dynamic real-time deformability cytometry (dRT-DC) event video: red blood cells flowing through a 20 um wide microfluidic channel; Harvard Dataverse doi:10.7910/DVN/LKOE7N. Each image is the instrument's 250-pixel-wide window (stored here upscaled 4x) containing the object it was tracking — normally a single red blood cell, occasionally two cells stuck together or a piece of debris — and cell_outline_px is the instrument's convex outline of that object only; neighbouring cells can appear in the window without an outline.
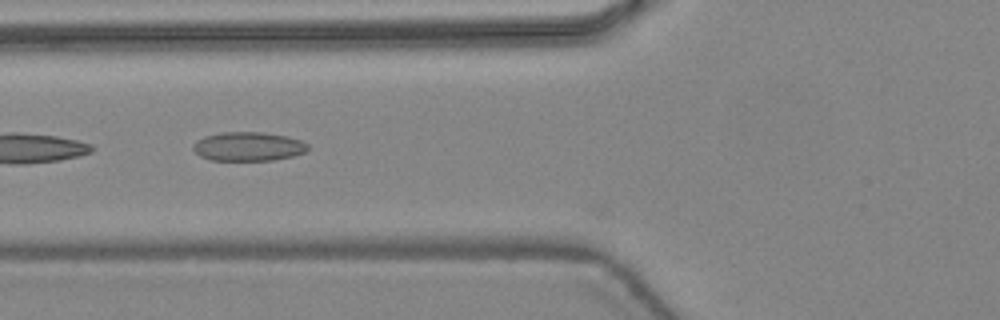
{"species": "common noctule bat (a hibernating species)", "species_latin": "Nyctalus noctula", "temperature_condition": "warm", "stored_images_in_passage": 5, "camera_frame_rate_fps": 3000, "um_per_image_px": 0.085, "animal": {"sex": "female", "body_mass_g": 24.6, "forearm_length_mm": 56.2}, "frame": {"image": 1, "passage_image": 3, "time_ms": 0.667, "image_size_px": [1000, 320], "cell_outline_px": [[308, 148], [304, 152], [292, 156], [272, 160], [212, 160], [200, 156], [192, 148], [196, 140], [204, 136], [220, 132], [264, 132], [284, 136], [300, 140], [308, 144]], "centroid_in_image_um": [21.07, 12.44], "position_along_channel_um": 104.7, "area_um2": 19.25}}